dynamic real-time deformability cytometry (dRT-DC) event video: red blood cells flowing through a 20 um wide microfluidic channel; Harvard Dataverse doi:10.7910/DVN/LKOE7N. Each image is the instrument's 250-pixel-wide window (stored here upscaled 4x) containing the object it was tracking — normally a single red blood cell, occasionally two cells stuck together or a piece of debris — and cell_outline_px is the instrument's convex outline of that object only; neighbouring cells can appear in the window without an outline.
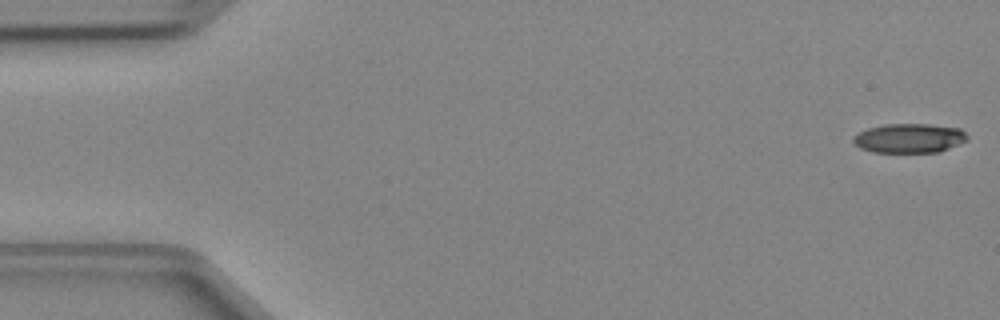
{"species": "Egyptian fruit bat (a non-hibernating species)", "species_latin": "Rousettus aegyptiacus", "temperature_condition": "cold", "stored_images_in_passage": 47, "camera_frame_rate_fps": 3000, "um_per_image_px": 0.085, "animal": {"sex": "female"}, "frame": {"image": 1, "passage_image": 1, "time_ms": 0.0, "image_size_px": [1000, 320], "cell_outline_px": [[968, 140], [940, 152], [872, 152], [860, 148], [852, 140], [852, 136], [868, 128], [884, 124], [928, 124], [960, 128], [968, 136]], "centroid_in_image_um": [77.29, 11.74], "position_along_channel_um": 7.7, "area_um2": 19.54}}
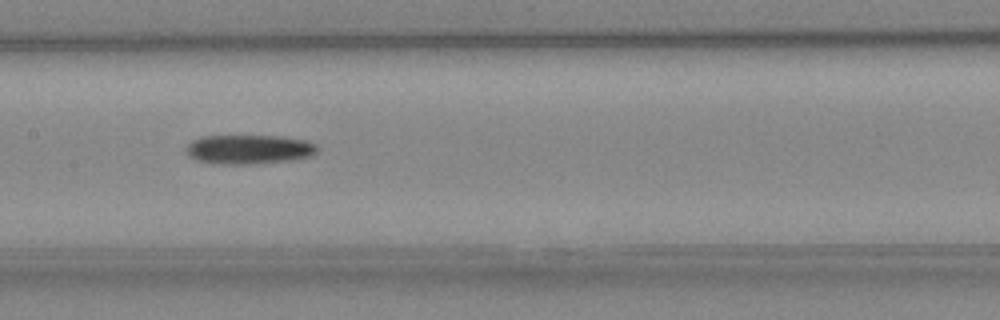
{"frame": {"image": 2, "passage_image": 23, "time_ms": 7.333, "image_size_px": [1000, 320], "cell_outline_px": [[320, 148], [312, 156], [288, 160], [248, 164], [212, 164], [196, 160], [188, 156], [184, 152], [184, 148], [192, 140], [204, 136], [280, 136], [304, 140], [316, 144]], "centroid_in_image_um": [21.11, 12.7], "position_along_channel_um": 186.3, "area_um2": 22.54}}
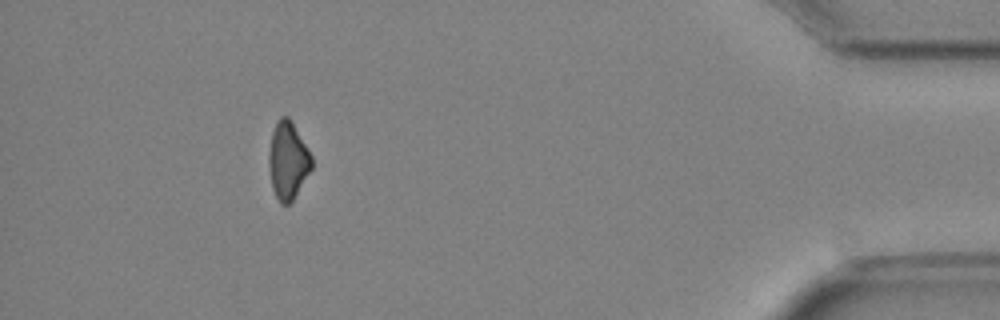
{"frame": {"image": 3, "passage_image": 43, "time_ms": 14.0, "image_size_px": [1000, 320], "cell_outline_px": [[312, 168], [292, 200], [288, 204], [280, 204], [272, 188], [268, 164], [268, 156], [272, 132], [280, 116], [288, 116], [292, 120], [312, 156]], "centroid_in_image_um": [24.46, 13.62], "position_along_channel_um": 410.7, "area_um2": 19.25}}